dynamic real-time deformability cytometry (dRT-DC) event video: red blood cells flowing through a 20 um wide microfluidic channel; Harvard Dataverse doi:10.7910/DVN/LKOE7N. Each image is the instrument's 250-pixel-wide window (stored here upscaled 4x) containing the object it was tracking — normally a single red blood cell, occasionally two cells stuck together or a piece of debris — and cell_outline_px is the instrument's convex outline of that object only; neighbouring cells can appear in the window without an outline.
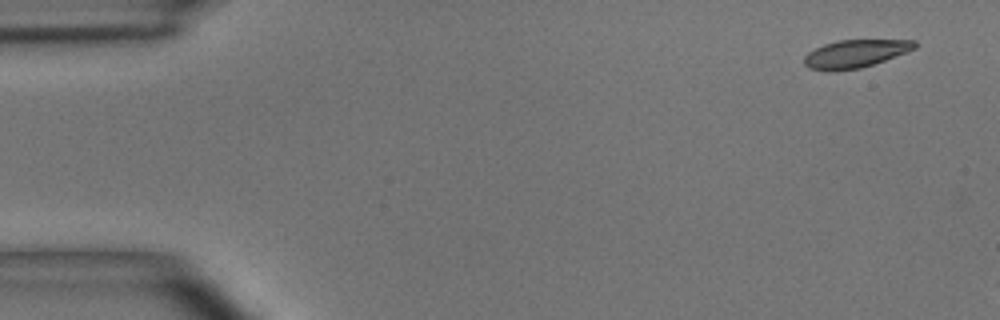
{"species": "common noctule bat (a hibernating species)", "species_latin": "Nyctalus noctula", "temperature_condition": "room temperature", "stored_images_in_passage": 3, "camera_frame_rate_fps": 3000, "um_per_image_px": 0.085, "animal": {"sex": "male", "body_mass_g": 15.6}, "frame": {"image": 1, "passage_image": 1, "time_ms": 0.0, "image_size_px": [1000, 320], "cell_outline_px": [[916, 48], [884, 60], [860, 68], [832, 72], [828, 72], [808, 68], [804, 64], [804, 56], [808, 52], [824, 44], [836, 40], [916, 40]], "centroid_in_image_um": [72.64, 4.57], "position_along_channel_um": 12.4, "area_um2": 17.98}}